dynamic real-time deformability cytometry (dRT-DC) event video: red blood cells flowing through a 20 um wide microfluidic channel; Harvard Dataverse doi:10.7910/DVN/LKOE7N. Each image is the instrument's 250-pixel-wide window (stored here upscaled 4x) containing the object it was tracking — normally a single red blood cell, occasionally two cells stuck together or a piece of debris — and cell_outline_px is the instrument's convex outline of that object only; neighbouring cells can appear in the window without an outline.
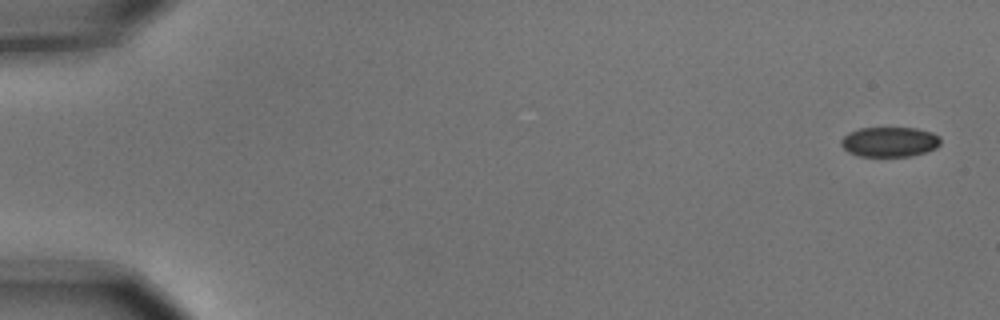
{"species": "common noctule bat (a hibernating species)", "species_latin": "Nyctalus noctula", "temperature_condition": "cold", "stored_images_in_passage": 11, "camera_frame_rate_fps": 3000, "um_per_image_px": 0.085, "animal": {"sex": "male", "body_mass_g": 15.6}, "frame": {"image": 1, "passage_image": 1, "time_ms": 0.0, "image_size_px": [1000, 320], "cell_outline_px": [[940, 144], [936, 148], [912, 156], [860, 156], [848, 152], [840, 144], [840, 140], [848, 132], [860, 128], [916, 128], [932, 132], [940, 136]], "centroid_in_image_um": [75.61, 12.05], "position_along_channel_um": 9.4, "area_um2": 17.4}}
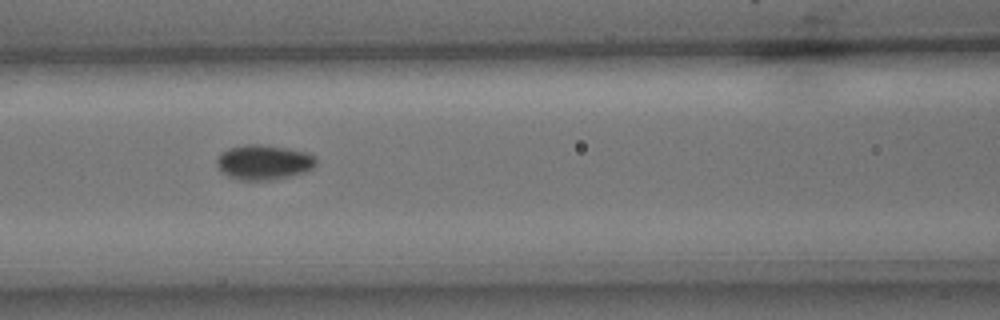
{"frame": {"image": 2, "passage_image": 7, "time_ms": 2.0, "image_size_px": [1000, 320], "cell_outline_px": [[316, 164], [312, 168], [304, 172], [272, 180], [236, 180], [220, 172], [216, 164], [216, 160], [228, 148], [244, 144], [260, 144], [288, 148], [304, 152], [316, 156]], "centroid_in_image_um": [22.39, 13.79], "position_along_channel_um": 144.2, "area_um2": 20.23}}
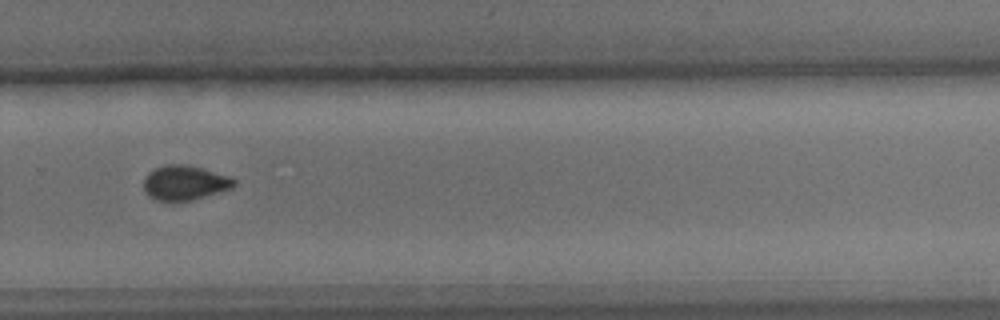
{"frame": {"image": 3, "passage_image": 11, "time_ms": 3.333, "image_size_px": [1000, 320], "cell_outline_px": [[236, 184], [232, 188], [192, 200], [172, 204], [156, 200], [148, 196], [144, 192], [144, 176], [148, 172], [164, 164], [188, 164], [204, 168], [228, 176], [236, 180]], "centroid_in_image_um": [15.66, 15.56], "position_along_channel_um": 314.1, "area_um2": 18.84}}